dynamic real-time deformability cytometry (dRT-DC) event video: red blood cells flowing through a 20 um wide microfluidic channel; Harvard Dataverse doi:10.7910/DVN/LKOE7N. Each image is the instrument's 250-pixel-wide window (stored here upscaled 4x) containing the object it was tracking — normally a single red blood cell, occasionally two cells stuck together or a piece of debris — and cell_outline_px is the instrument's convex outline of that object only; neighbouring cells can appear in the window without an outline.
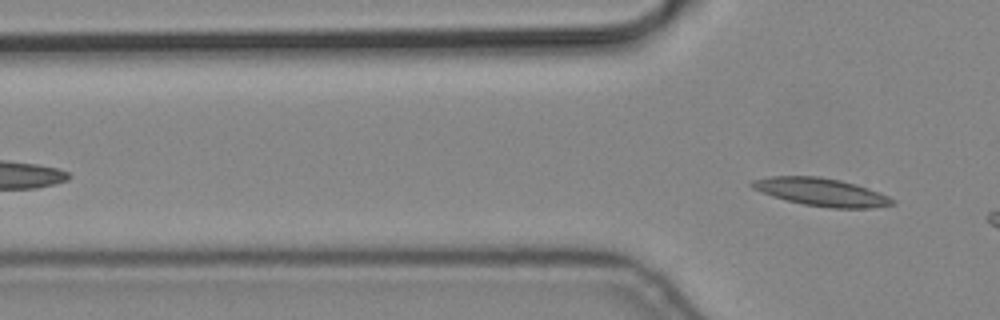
{"species": "common noctule bat (a hibernating species)", "species_latin": "Nyctalus noctula", "temperature_condition": "cold", "stored_images_in_passage": 3, "camera_frame_rate_fps": 3000, "um_per_image_px": 0.085, "animal": {"sex": "male", "body_mass_g": 19.2, "forearm_length_mm": 51.8}, "frame": {"image": 1, "passage_image": 3, "time_ms": 0.667, "image_size_px": [1000, 320], "cell_outline_px": [[896, 204], [872, 208], [828, 208], [804, 204], [784, 200], [772, 196], [752, 188], [748, 184], [752, 180], [772, 176], [816, 176], [840, 180], [856, 184], [868, 188], [888, 196]], "centroid_in_image_um": [69.78, 16.33], "position_along_channel_um": 56.0, "area_um2": 22.77}}